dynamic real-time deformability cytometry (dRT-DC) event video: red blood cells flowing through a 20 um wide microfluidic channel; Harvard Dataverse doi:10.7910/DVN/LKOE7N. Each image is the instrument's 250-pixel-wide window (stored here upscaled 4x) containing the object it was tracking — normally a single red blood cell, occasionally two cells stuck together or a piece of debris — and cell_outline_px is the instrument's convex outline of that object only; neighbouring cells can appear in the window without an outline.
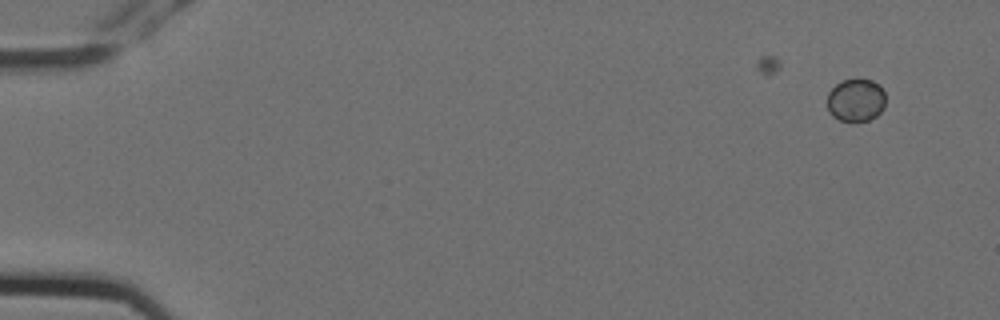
{"species": "Egyptian fruit bat (a non-hibernating species)", "species_latin": "Rousettus aegyptiacus", "temperature_condition": "cold", "stored_images_in_passage": 6, "camera_frame_rate_fps": 3000, "um_per_image_px": 0.085, "animal": {"sex": "female"}, "frame": {"image": 1, "passage_image": 1, "time_ms": 0.0, "image_size_px": [1000, 320], "cell_outline_px": [[884, 108], [876, 116], [868, 120], [840, 120], [832, 116], [828, 112], [828, 92], [836, 84], [844, 80], [856, 76], [872, 80], [880, 84], [884, 92]], "centroid_in_image_um": [72.75, 8.45], "position_along_channel_um": 12.2, "area_um2": 14.8}}
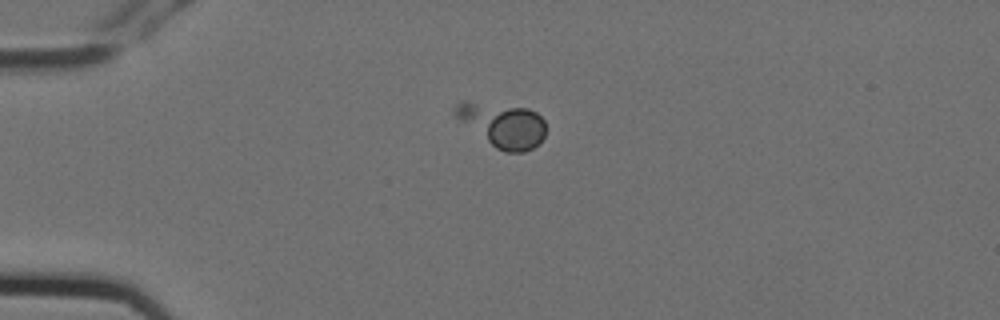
{"frame": {"image": 2, "passage_image": 4, "time_ms": 1.0, "image_size_px": [1000, 320], "cell_outline_px": [[544, 136], [532, 148], [524, 152], [504, 152], [496, 148], [460, 120], [452, 112], [456, 104], [460, 100], [464, 100], [528, 108], [536, 112], [544, 120]], "centroid_in_image_um": [42.7, 10.59], "position_along_channel_um": 42.3, "area_um2": 23.06}}
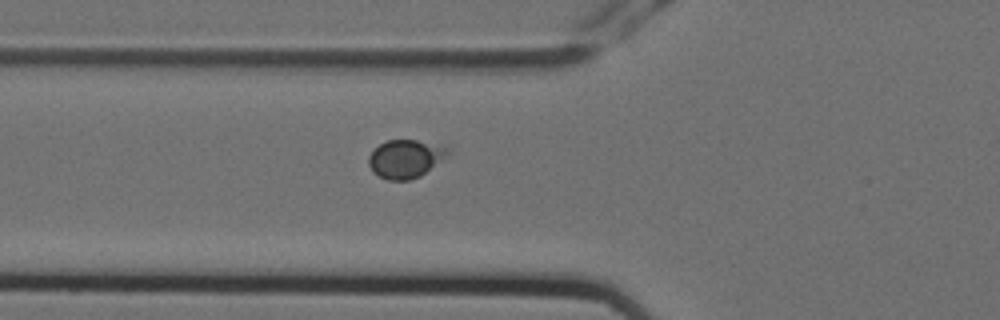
{"frame": {"image": 3, "passage_image": 6, "time_ms": 1.667, "image_size_px": [1000, 320], "cell_outline_px": [[448, 156], [420, 176], [408, 180], [388, 180], [380, 176], [368, 164], [368, 156], [380, 144], [388, 140], [416, 140], [448, 148]], "centroid_in_image_um": [34.46, 13.5], "position_along_channel_um": 91.3, "area_um2": 17.22}}